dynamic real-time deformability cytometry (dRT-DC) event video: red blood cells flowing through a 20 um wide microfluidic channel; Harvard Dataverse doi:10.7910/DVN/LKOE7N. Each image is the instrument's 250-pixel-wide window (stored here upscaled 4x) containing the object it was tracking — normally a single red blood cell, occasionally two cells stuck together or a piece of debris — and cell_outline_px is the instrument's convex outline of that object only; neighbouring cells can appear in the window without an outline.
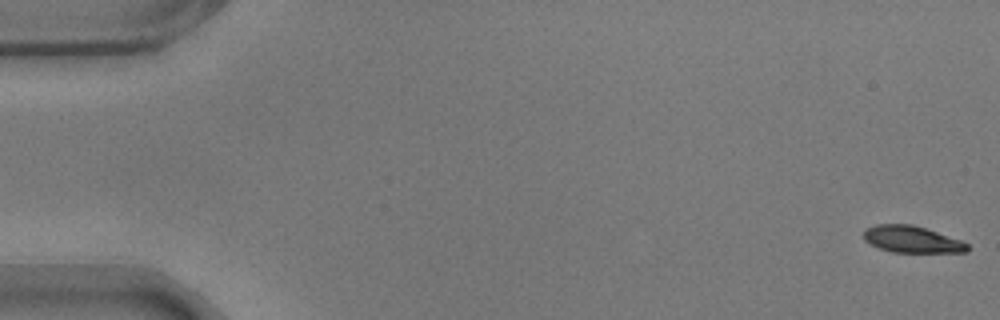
{"species": "common noctule bat (a hibernating species)", "species_latin": "Nyctalus noctula", "temperature_condition": "warm", "stored_images_in_passage": 14, "camera_frame_rate_fps": 3000, "um_per_image_px": 0.085, "animal": {"sex": "male", "body_mass_g": 17.9}, "frame": {"image": 1, "passage_image": 1, "time_ms": 0.0, "image_size_px": [1000, 320], "cell_outline_px": [[968, 252], [892, 252], [880, 248], [864, 240], [864, 232], [868, 228], [876, 224], [912, 224], [960, 240], [968, 244]], "centroid_in_image_um": [77.5, 20.34], "position_along_channel_um": 7.5, "area_um2": 15.84}}